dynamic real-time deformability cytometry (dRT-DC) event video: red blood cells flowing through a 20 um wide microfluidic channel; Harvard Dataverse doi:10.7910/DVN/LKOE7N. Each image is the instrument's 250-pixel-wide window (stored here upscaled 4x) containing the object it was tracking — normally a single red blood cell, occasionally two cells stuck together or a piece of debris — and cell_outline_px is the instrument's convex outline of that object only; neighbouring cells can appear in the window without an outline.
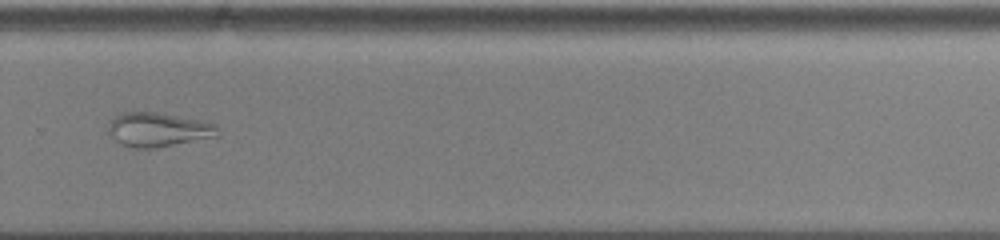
{"species": "common noctule bat (a hibernating species)", "species_latin": "Nyctalus noctula", "temperature_condition": "cold", "stored_images_in_passage": 37, "camera_frame_rate_fps": 3000, "um_per_image_px": 0.085, "animal": {"sex": "male", "body_mass_g": 13.0, "forearm_length_mm": 53.1}, "frame": {"image": 1, "passage_image": 22, "time_ms": 7.0, "image_size_px": [1000, 240], "cell_outline_px": [[220, 136], [152, 148], [132, 148], [120, 144], [108, 132], [108, 128], [112, 120], [120, 112], [156, 112], [200, 120], [216, 124], [220, 132]], "centroid_in_image_um": [13.47, 11.02], "position_along_channel_um": 316.3, "area_um2": 21.68}, "authors_computed_cell_mechanics": {"area_um2": 24.7962, "velocity_mm_per_s": 3.922, "shape_relaxation_time_tau1_ms": null, "shape_relaxation_time_tau2_ms": 1.7644, "deformation_change_tau1": null, "deformation_change_tau2": 0.0848}}